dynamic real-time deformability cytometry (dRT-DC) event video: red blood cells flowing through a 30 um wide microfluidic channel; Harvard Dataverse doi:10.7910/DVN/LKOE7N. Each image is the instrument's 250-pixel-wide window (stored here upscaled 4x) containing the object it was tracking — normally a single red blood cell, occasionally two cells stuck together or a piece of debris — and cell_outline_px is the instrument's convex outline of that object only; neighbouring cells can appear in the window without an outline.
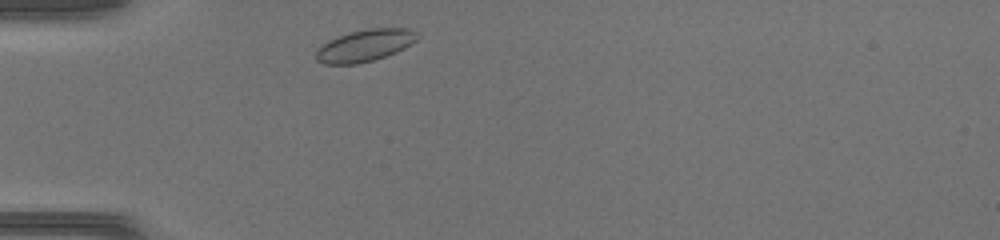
{"species": "common noctule bat (a hibernating species)", "species_latin": "Nyctalus noctula", "temperature_condition": "warm", "stored_images_in_passage": 29, "camera_frame_rate_fps": 3000, "um_per_image_px": 0.085, "animal": {"sex": "female", "body_mass_g": 17.0, "forearm_length_mm": 48.0}, "frame": {"image": 1, "passage_image": 2, "time_ms": 0.333, "image_size_px": [1000, 240], "cell_outline_px": [[420, 36], [416, 40], [404, 48], [396, 52], [372, 60], [356, 64], [324, 64], [316, 60], [316, 48], [328, 40], [348, 32], [368, 28], [408, 28], [416, 32]], "centroid_in_image_um": [30.99, 3.86], "position_along_channel_um": 54.0, "area_um2": 18.9}}
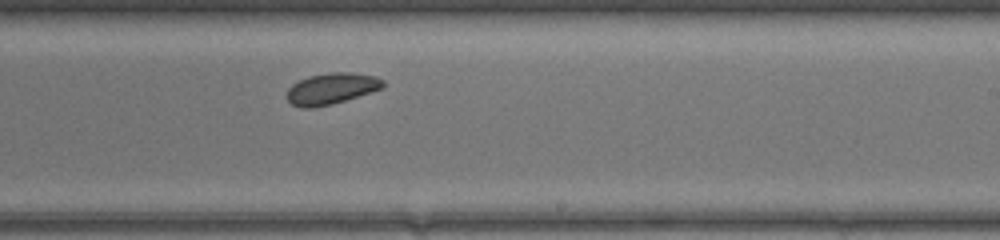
{"frame": {"image": 2, "passage_image": 17, "time_ms": 5.333, "image_size_px": [1000, 240], "cell_outline_px": [[384, 88], [372, 92], [332, 104], [312, 108], [304, 108], [292, 104], [288, 100], [288, 88], [292, 84], [308, 76], [332, 72], [352, 72], [376, 76], [384, 80]], "centroid_in_image_um": [28.21, 7.52], "position_along_channel_um": 260.8, "area_um2": 17.51}}
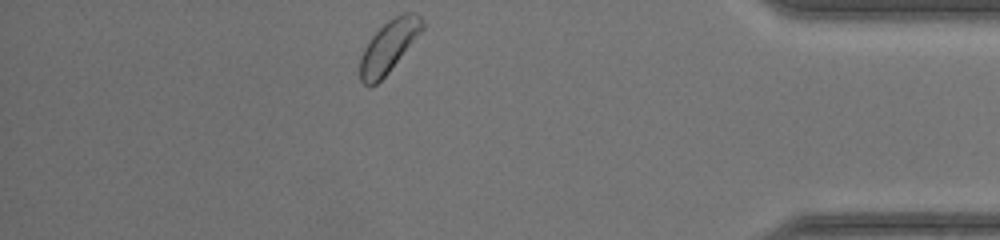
{"frame": {"image": 3, "passage_image": 29, "time_ms": 9.333, "image_size_px": [1000, 240], "cell_outline_px": [[424, 28], [388, 72], [376, 84], [364, 84], [360, 80], [360, 56], [368, 40], [388, 20], [404, 12], [416, 12], [424, 20]], "centroid_in_image_um": [33.05, 3.91], "position_along_channel_um": 402.2, "area_um2": 18.5}}